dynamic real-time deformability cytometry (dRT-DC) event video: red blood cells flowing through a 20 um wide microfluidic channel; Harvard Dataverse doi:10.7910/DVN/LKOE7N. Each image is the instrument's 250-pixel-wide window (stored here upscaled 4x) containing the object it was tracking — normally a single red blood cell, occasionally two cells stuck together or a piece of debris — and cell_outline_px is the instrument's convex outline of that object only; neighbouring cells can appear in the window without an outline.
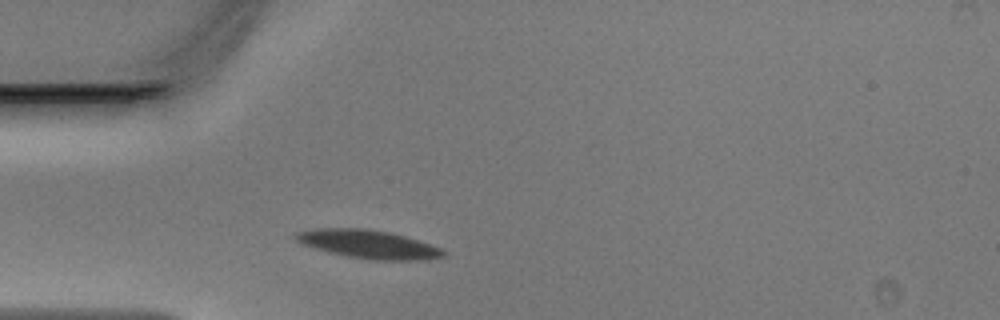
{"species": "Egyptian fruit bat (a non-hibernating species)", "species_latin": "Rousettus aegyptiacus", "temperature_condition": "warm", "stored_images_in_passage": 35, "camera_frame_rate_fps": 3000, "um_per_image_px": 0.085, "animal": {"sex": "male"}, "frame": {"image": 1, "passage_image": 6, "time_ms": 1.667, "image_size_px": [1000, 320], "cell_outline_px": [[448, 252], [444, 256], [416, 260], [368, 260], [348, 256], [316, 248], [304, 244], [296, 240], [292, 236], [296, 232], [316, 228], [368, 228], [388, 232], [404, 236], [440, 248]], "centroid_in_image_um": [31.28, 20.75], "position_along_channel_um": 53.7, "area_um2": 24.1}}
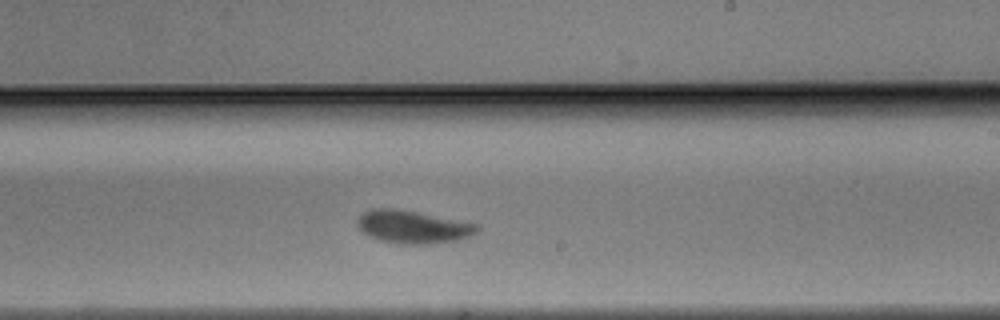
{"frame": {"image": 2, "passage_image": 21, "time_ms": 6.667, "image_size_px": [1000, 320], "cell_outline_px": [[480, 228], [476, 232], [468, 236], [456, 240], [432, 244], [404, 244], [380, 240], [368, 236], [356, 224], [356, 220], [364, 212], [372, 208], [396, 208], [476, 224]], "centroid_in_image_um": [35.04, 19.28], "position_along_channel_um": 254.0, "area_um2": 22.6}}
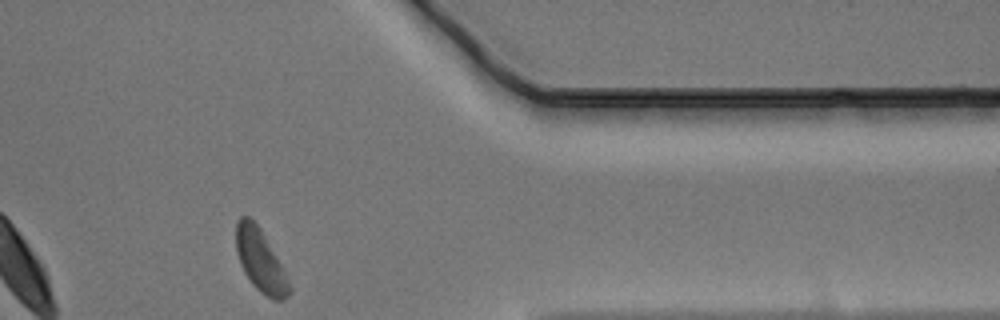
{"frame": {"image": 3, "passage_image": 32, "time_ms": 10.333, "image_size_px": [1000, 320], "cell_outline_px": [[292, 292], [284, 300], [272, 300], [260, 292], [252, 284], [244, 272], [240, 264], [236, 252], [236, 220], [240, 216], [248, 216], [260, 228], [280, 264], [292, 288]], "centroid_in_image_um": [22.12, 22.18], "position_along_channel_um": 389.3, "area_um2": 19.19}}